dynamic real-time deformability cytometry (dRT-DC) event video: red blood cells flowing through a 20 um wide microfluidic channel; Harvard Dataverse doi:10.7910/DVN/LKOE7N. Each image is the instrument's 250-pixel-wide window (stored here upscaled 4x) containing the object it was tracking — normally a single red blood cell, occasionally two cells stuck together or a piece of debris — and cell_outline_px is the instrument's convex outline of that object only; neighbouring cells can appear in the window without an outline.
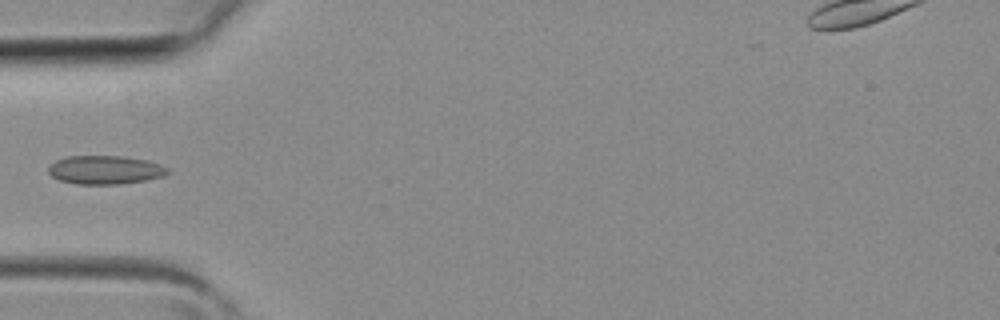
{"species": "common noctule bat (a hibernating species)", "species_latin": "Nyctalus noctula", "temperature_condition": "room temperature", "stored_images_in_passage": 4, "camera_frame_rate_fps": 3000, "um_per_image_px": 0.085, "animal": {"sex": "female", "body_mass_g": 19.3, "forearm_length_mm": 54.1}, "frame": {"image": 1, "passage_image": 4, "time_ms": 1.0, "image_size_px": [1000, 320], "cell_outline_px": [[172, 172], [164, 176], [144, 180], [120, 184], [76, 184], [60, 180], [52, 176], [48, 172], [48, 168], [56, 160], [64, 156], [124, 156], [148, 160], [160, 164], [168, 168]], "centroid_in_image_um": [8.96, 14.43], "position_along_channel_um": 76.0, "area_um2": 20.0}}